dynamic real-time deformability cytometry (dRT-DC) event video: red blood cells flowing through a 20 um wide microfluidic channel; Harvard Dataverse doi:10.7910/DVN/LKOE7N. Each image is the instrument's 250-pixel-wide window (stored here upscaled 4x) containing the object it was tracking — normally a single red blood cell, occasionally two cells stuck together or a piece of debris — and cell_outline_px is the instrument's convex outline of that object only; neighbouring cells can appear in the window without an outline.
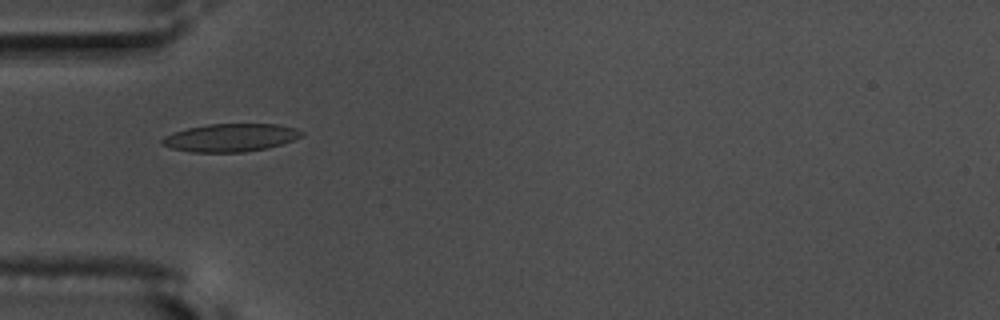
{"species": "common noctule bat (a hibernating species)", "species_latin": "Nyctalus noctula", "temperature_condition": "warm", "stored_images_in_passage": 34, "camera_frame_rate_fps": 3000, "um_per_image_px": 0.085, "animal": {"sex": "male", "body_mass_g": 17.5, "forearm_length_mm": 52.3}, "frame": {"image": 1, "passage_image": 1, "time_ms": 0.0, "image_size_px": [1000, 320], "cell_outline_px": [[304, 136], [268, 148], [244, 152], [192, 152], [172, 148], [160, 144], [160, 140], [164, 136], [172, 132], [188, 128], [208, 124], [280, 124], [296, 128], [304, 132]], "centroid_in_image_um": [19.59, 11.69], "position_along_channel_um": 65.4, "area_um2": 22.83}, "authors_computed_cell_mechanics": {"area_um2": 21.6461, "velocity_mm_per_s": 3.6513, "shape_relaxation_time_tau1_ms": 7.2762, "shape_relaxation_time_tau2_ms": 1.4715, "deformation_change_tau1": 0.1779, "deformation_change_tau2": 0.0832}}